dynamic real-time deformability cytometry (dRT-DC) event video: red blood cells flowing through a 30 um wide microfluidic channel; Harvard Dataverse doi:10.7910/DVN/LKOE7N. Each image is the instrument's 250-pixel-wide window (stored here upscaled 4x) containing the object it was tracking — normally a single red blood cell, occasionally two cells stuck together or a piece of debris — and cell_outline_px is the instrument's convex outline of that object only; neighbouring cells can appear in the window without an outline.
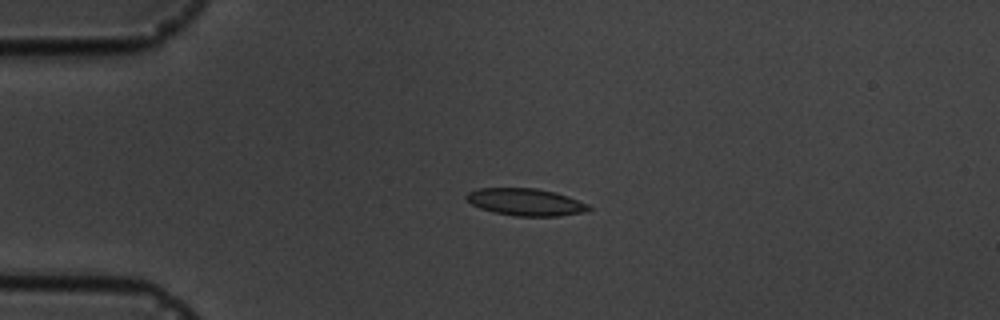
{"species": "common noctule bat (a hibernating species)", "species_latin": "Nyctalus noctula", "temperature_condition": "cold", "stored_images_in_passage": 6, "camera_frame_rate_fps": 3000, "um_per_image_px": 0.085, "animal": {"sex": "male", "body_mass_g": 19.5, "forearm_length_mm": 54.6}, "frame": {"image": 1, "passage_image": 4, "time_ms": 4.0, "image_size_px": [1000, 320], "cell_outline_px": [[592, 208], [584, 212], [560, 216], [516, 216], [496, 212], [480, 208], [472, 204], [464, 196], [468, 192], [476, 188], [536, 188], [556, 192], [568, 196], [588, 204]], "centroid_in_image_um": [44.69, 17.16], "position_along_channel_um": 40.3, "area_um2": 19.36}}
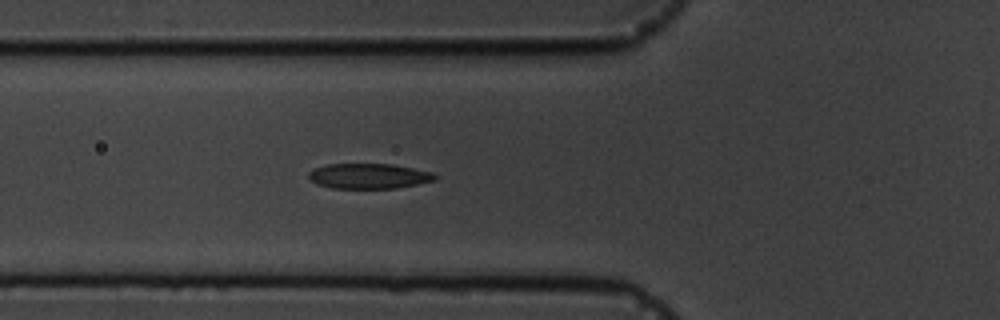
{"frame": {"image": 2, "passage_image": 6, "time_ms": 6.333, "image_size_px": [1000, 320], "cell_outline_px": [[440, 176], [436, 180], [396, 188], [332, 188], [316, 184], [308, 176], [308, 172], [324, 164], [392, 164], [432, 172]], "centroid_in_image_um": [31.36, 14.96], "position_along_channel_um": 94.4, "area_um2": 18.55}}